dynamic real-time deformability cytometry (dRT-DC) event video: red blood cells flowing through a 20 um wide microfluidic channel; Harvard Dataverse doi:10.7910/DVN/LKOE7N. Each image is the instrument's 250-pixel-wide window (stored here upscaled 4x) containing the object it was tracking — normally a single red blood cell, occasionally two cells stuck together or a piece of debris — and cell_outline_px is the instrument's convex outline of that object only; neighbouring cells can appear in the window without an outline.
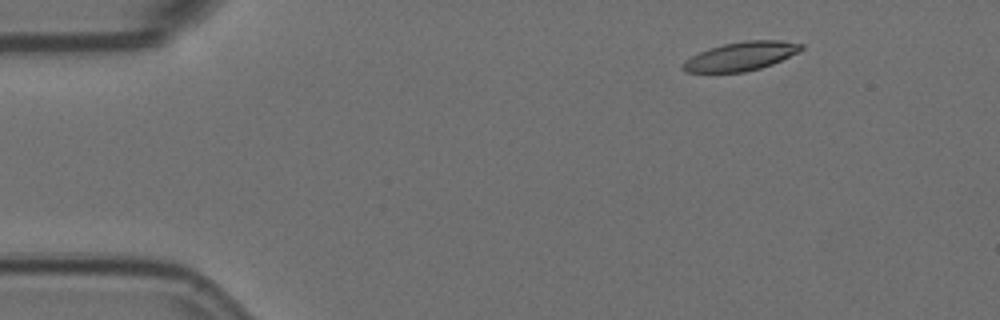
{"species": "Egyptian fruit bat (a non-hibernating species)", "species_latin": "Rousettus aegyptiacus", "temperature_condition": "room temperature", "stored_images_in_passage": 9, "camera_frame_rate_fps": 3000, "um_per_image_px": 0.085, "animal": {"sex": "female"}, "frame": {"image": 1, "passage_image": 1, "time_ms": 0.0, "image_size_px": [1000, 320], "cell_outline_px": [[804, 48], [800, 52], [772, 64], [760, 68], [744, 72], [684, 72], [680, 68], [684, 60], [708, 48], [724, 44], [744, 40], [780, 40], [804, 44]], "centroid_in_image_um": [62.98, 4.77], "position_along_channel_um": 22.0, "area_um2": 19.94}}
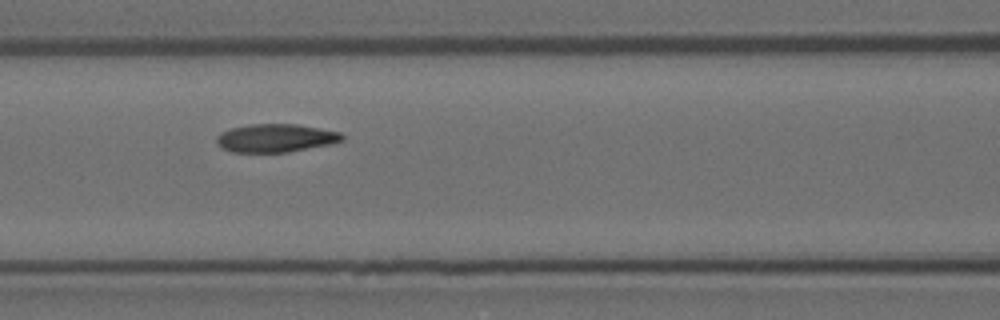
{"frame": {"image": 2, "passage_image": 6, "time_ms": 1.667, "image_size_px": [1000, 320], "cell_outline_px": [[344, 140], [328, 144], [288, 152], [232, 152], [216, 144], [216, 136], [220, 132], [232, 128], [248, 124], [296, 124], [320, 128], [340, 132], [344, 136]], "centroid_in_image_um": [23.41, 11.73], "position_along_channel_um": 143.2, "area_um2": 20.58}}
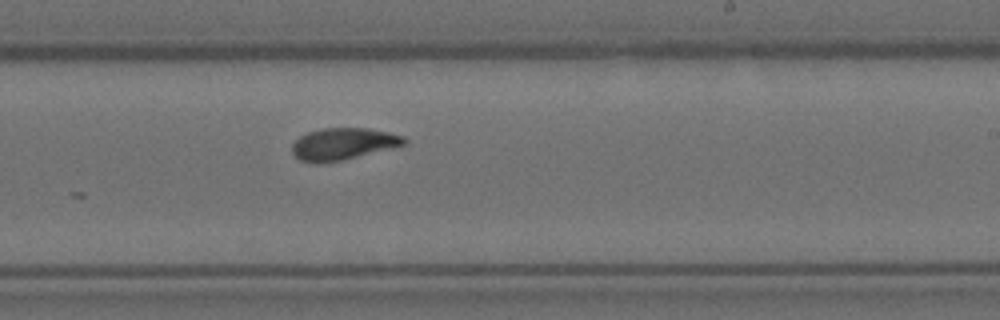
{"frame": {"image": 3, "passage_image": 9, "time_ms": 2.667, "image_size_px": [1000, 320], "cell_outline_px": [[408, 144], [340, 160], [300, 160], [292, 152], [292, 144], [300, 136], [308, 132], [324, 128], [368, 128], [388, 132], [404, 136], [408, 140]], "centroid_in_image_um": [29.24, 12.18], "position_along_channel_um": 259.8, "area_um2": 20.11}}